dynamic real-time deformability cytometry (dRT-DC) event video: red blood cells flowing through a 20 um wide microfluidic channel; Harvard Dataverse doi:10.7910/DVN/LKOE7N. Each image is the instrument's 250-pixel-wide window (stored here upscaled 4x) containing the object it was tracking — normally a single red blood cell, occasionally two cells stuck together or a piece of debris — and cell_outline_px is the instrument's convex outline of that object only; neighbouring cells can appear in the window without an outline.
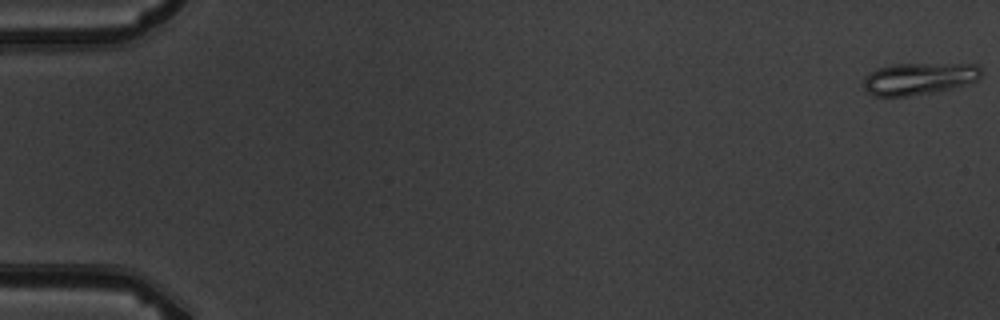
{"species": "common noctule bat (a hibernating species)", "species_latin": "Nyctalus noctula", "temperature_condition": "warm", "stored_images_in_passage": 9, "camera_frame_rate_fps": 3000, "um_per_image_px": 0.085, "animal": {"sex": "male", "body_mass_g": 19.5, "forearm_length_mm": 54.6}, "frame": {"image": 1, "passage_image": 1, "time_ms": 0.0, "image_size_px": [1000, 320], "cell_outline_px": [[980, 80], [968, 84], [936, 92], [908, 96], [872, 96], [864, 92], [864, 76], [868, 72], [876, 68], [896, 64], [976, 64], [980, 68]], "centroid_in_image_um": [78.07, 6.7], "position_along_channel_um": 6.9, "area_um2": 22.25}}
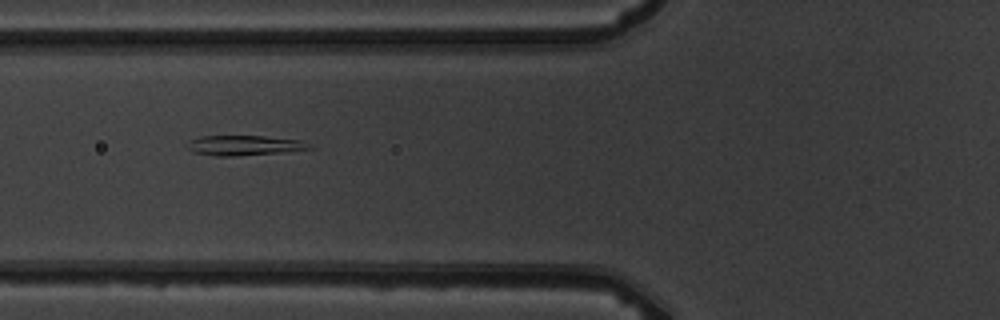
{"frame": {"image": 2, "passage_image": 7, "time_ms": 7.0, "image_size_px": [1000, 320], "cell_outline_px": [[316, 148], [284, 152], [236, 156], [216, 156], [192, 152], [188, 148], [188, 140], [200, 136], [264, 136], [304, 140], [312, 144]], "centroid_in_image_um": [20.83, 12.35], "position_along_channel_um": 105.0, "area_um2": 14.51}}
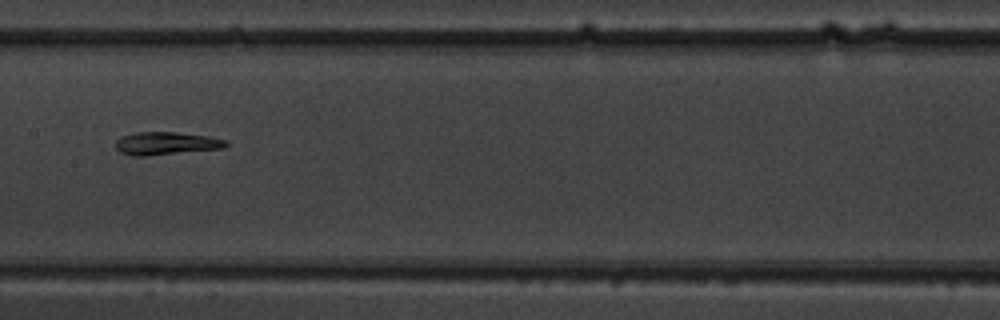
{"frame": {"image": 3, "passage_image": 9, "time_ms": 9.333, "image_size_px": [1000, 320], "cell_outline_px": [[228, 144], [224, 148], [148, 156], [132, 156], [120, 152], [116, 148], [116, 140], [120, 136], [136, 132], [176, 132], [208, 136], [228, 140]], "centroid_in_image_um": [14.11, 12.19], "position_along_channel_um": 193.3, "area_um2": 14.85}}